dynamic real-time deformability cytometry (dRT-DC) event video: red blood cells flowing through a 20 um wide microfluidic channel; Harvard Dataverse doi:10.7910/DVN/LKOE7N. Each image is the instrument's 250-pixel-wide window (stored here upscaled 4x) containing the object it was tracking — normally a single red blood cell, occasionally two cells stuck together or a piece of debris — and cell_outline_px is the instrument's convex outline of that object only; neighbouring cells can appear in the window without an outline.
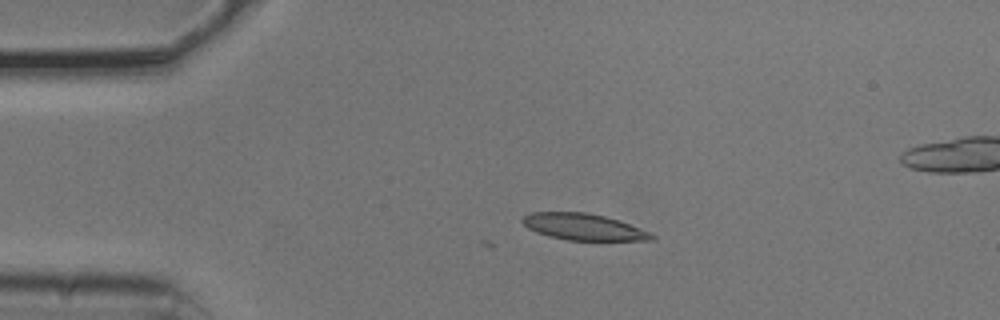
{"species": "common noctule bat (a hibernating species)", "species_latin": "Nyctalus noctula", "temperature_condition": "cold", "stored_images_in_passage": 2, "camera_frame_rate_fps": 3000, "um_per_image_px": 0.085, "animal": {"sex": "male", "body_mass_g": 20.5, "forearm_length_mm": 52.5}, "frame": {"image": 1, "passage_image": 2, "time_ms": 0.333, "image_size_px": [1000, 320], "cell_outline_px": [[656, 240], [568, 240], [548, 236], [536, 232], [528, 228], [520, 220], [524, 216], [532, 212], [584, 212], [604, 216], [652, 232], [656, 236]], "centroid_in_image_um": [49.6, 19.29], "position_along_channel_um": 35.4, "area_um2": 19.83}}